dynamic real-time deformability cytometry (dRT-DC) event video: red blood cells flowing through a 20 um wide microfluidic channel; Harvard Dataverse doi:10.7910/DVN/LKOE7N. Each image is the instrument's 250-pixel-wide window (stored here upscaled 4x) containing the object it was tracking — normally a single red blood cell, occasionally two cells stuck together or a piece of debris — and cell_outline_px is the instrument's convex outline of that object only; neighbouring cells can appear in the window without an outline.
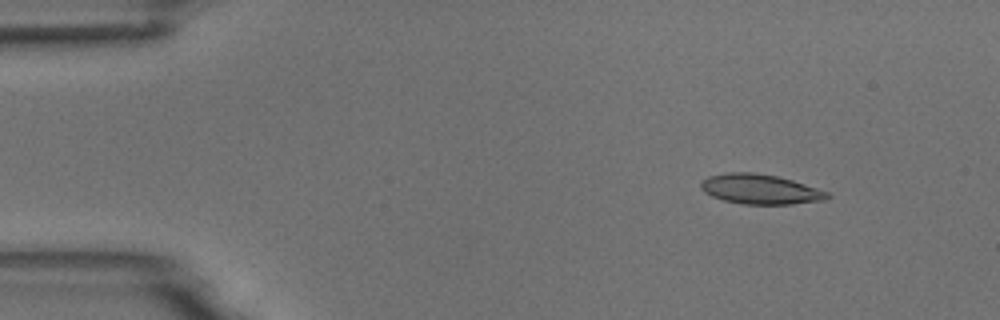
{"species": "common noctule bat (a hibernating species)", "species_latin": "Nyctalus noctula", "temperature_condition": "room temperature", "stored_images_in_passage": 7, "camera_frame_rate_fps": 3000, "um_per_image_px": 0.085, "animal": {"sex": "male", "body_mass_g": 18.8}, "frame": {"image": 1, "passage_image": 1, "time_ms": 0.0, "image_size_px": [1000, 320], "cell_outline_px": [[832, 196], [824, 200], [792, 204], [744, 204], [724, 200], [712, 196], [704, 192], [700, 188], [700, 184], [708, 176], [728, 172], [752, 172], [776, 176], [792, 180], [828, 192]], "centroid_in_image_um": [64.61, 16.08], "position_along_channel_um": 20.4, "area_um2": 21.85}}